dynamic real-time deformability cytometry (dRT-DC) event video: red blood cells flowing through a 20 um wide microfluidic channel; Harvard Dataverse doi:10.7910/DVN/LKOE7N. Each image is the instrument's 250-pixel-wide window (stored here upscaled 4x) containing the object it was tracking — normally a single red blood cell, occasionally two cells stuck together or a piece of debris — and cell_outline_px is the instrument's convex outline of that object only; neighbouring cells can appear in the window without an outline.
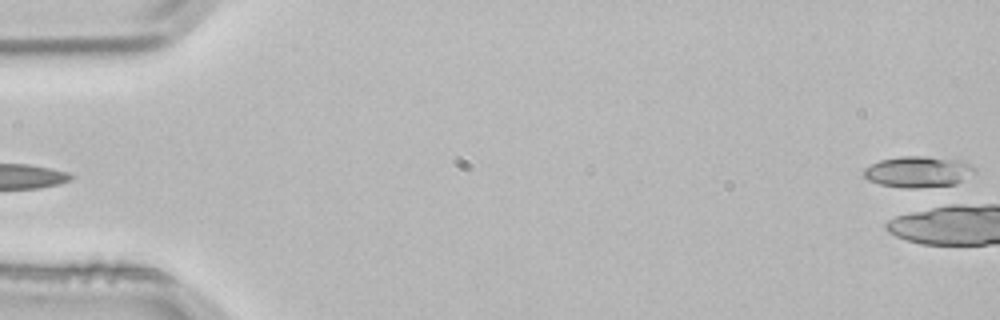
{"species": "common noctule bat (a hibernating species)", "species_latin": "Nyctalus noctula", "temperature_condition": "room temperature", "stored_images_in_passage": 4, "segment_of_instrument_passage": [2, 2], "camera_frame_rate_fps": 3000, "um_per_image_px": 0.085, "animal": {"sex": "male", "body_mass_g": 21.5, "forearm_length_mm": 52.0}, "frame": {"image": 1, "passage_image": 4, "time_ms": 1.0, "image_size_px": [1000, 320], "cell_outline_px": [[976, 172], [956, 184], [948, 188], [904, 188], [880, 184], [868, 180], [864, 176], [864, 168], [880, 160], [900, 156], [924, 156], [964, 160], [976, 168]], "centroid_in_image_um": [78.12, 14.62], "position_along_channel_um": 6.9, "area_um2": 20.69}}